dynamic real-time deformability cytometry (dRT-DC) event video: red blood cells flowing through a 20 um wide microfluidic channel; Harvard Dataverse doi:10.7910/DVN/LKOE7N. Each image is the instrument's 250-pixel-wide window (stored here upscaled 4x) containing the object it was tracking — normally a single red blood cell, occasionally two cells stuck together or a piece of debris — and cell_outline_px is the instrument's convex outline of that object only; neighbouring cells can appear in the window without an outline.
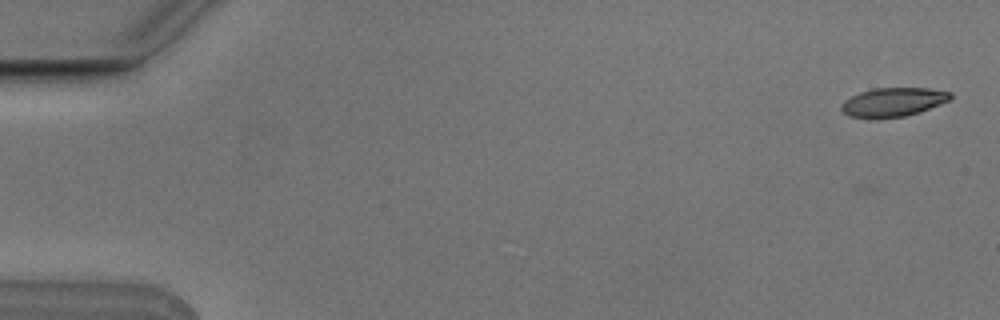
{"species": "Egyptian fruit bat (a non-hibernating species)", "species_latin": "Rousettus aegyptiacus", "temperature_condition": "cold", "stored_images_in_passage": 9, "camera_frame_rate_fps": 3000, "um_per_image_px": 0.085, "animal": {"sex": "male"}, "frame": {"image": 1, "passage_image": 1, "time_ms": 0.0, "image_size_px": [1000, 320], "cell_outline_px": [[952, 100], [920, 112], [904, 116], [848, 116], [840, 108], [840, 104], [844, 100], [860, 92], [872, 88], [928, 88], [952, 92]], "centroid_in_image_um": [75.98, 8.64], "position_along_channel_um": 9.0, "area_um2": 18.03}}
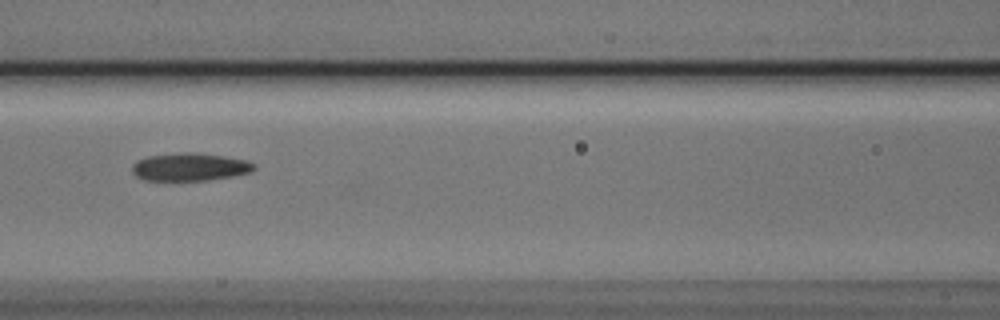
{"frame": {"image": 2, "passage_image": 7, "time_ms": 2.0, "image_size_px": [1000, 320], "cell_outline_px": [[256, 168], [252, 172], [232, 176], [208, 180], [144, 180], [136, 176], [132, 172], [132, 164], [136, 160], [148, 156], [180, 152], [196, 152], [224, 156], [248, 160], [256, 164]], "centroid_in_image_um": [16.15, 14.18], "position_along_channel_um": 150.4, "area_um2": 20.0}}
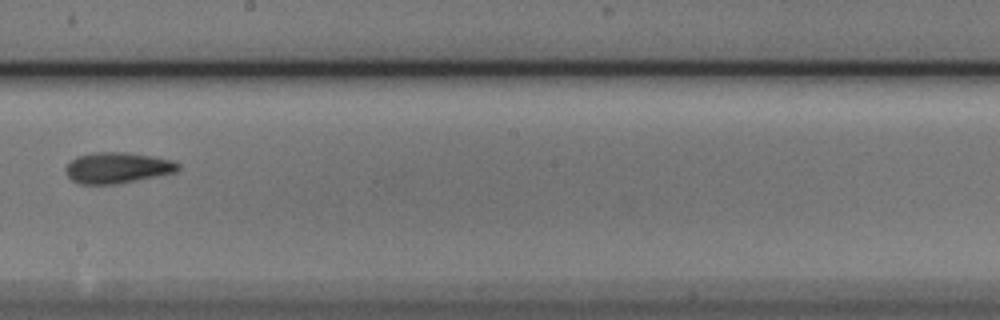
{"frame": {"image": 3, "passage_image": 9, "time_ms": 2.667, "image_size_px": [1000, 320], "cell_outline_px": [[180, 168], [176, 172], [116, 184], [80, 184], [72, 180], [68, 176], [64, 168], [76, 156], [96, 152], [128, 152], [152, 156], [172, 160], [180, 164]], "centroid_in_image_um": [9.97, 14.25], "position_along_channel_um": 238.2, "area_um2": 20.23}}